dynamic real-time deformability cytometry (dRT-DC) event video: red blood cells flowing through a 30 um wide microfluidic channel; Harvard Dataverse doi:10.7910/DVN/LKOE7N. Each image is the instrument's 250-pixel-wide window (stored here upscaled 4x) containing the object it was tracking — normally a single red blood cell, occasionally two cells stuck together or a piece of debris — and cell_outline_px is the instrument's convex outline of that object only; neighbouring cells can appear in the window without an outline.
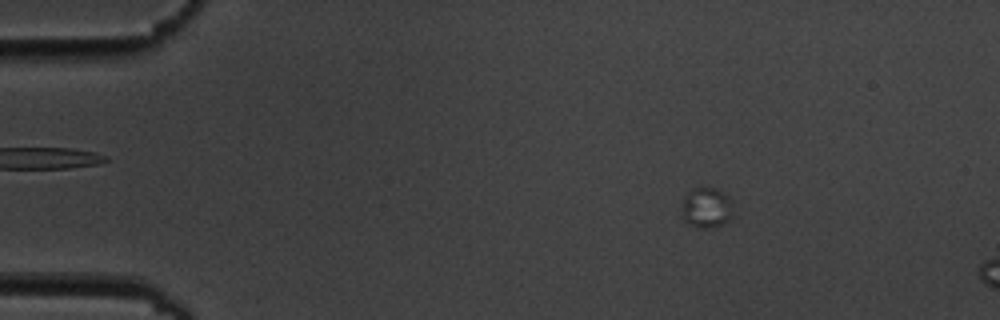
{"species": "common noctule bat (a hibernating species)", "species_latin": "Nyctalus noctula", "temperature_condition": "cold", "stored_images_in_passage": 5, "camera_frame_rate_fps": 3000, "um_per_image_px": 0.085, "animal": {"sex": "male", "body_mass_g": 19.5, "forearm_length_mm": 54.6}, "frame": {"image": 1, "passage_image": 2, "time_ms": 2.0, "image_size_px": [1000, 320], "cell_outline_px": [[732, 220], [720, 224], [704, 228], [700, 228], [688, 224], [680, 216], [684, 196], [688, 192], [696, 188], [716, 188], [728, 200], [732, 216]], "centroid_in_image_um": [59.97, 17.68], "position_along_channel_um": 25.0, "area_um2": 11.73}}